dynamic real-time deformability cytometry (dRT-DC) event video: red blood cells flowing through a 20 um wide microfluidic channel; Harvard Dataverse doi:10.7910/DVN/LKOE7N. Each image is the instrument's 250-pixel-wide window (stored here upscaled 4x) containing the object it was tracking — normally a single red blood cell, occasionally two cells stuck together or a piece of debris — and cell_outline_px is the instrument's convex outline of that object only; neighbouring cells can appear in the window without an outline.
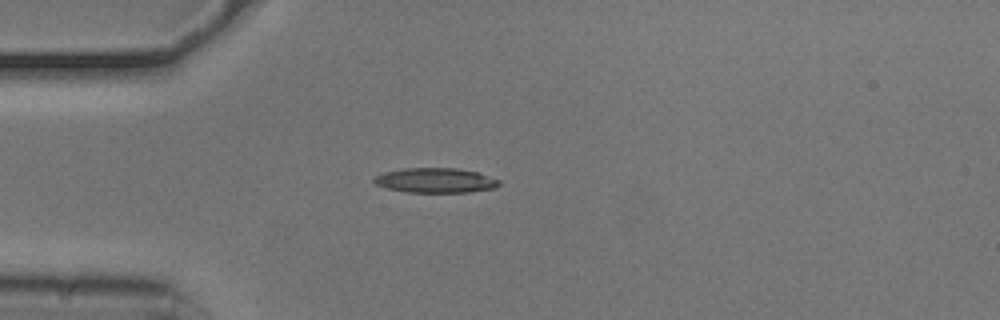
{"species": "common noctule bat (a hibernating species)", "species_latin": "Nyctalus noctula", "temperature_condition": "cold", "stored_images_in_passage": 41, "camera_frame_rate_fps": 3000, "um_per_image_px": 0.085, "animal": {"sex": "male", "body_mass_g": 20.5, "forearm_length_mm": 52.5}, "frame": {"image": 1, "passage_image": 1, "time_ms": 0.0, "image_size_px": [1000, 320], "cell_outline_px": [[500, 184], [496, 188], [468, 192], [404, 192], [384, 188], [376, 184], [372, 180], [380, 172], [404, 168], [456, 168], [480, 172], [500, 180]], "centroid_in_image_um": [37.0, 15.33], "position_along_channel_um": 48.0, "area_um2": 18.38}}
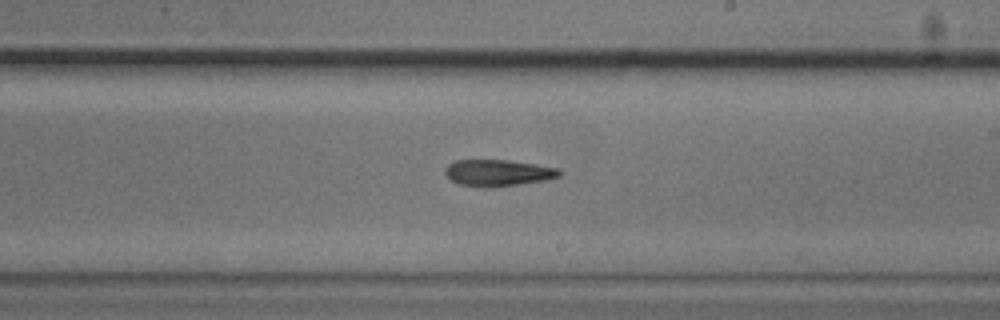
{"frame": {"image": 2, "passage_image": 18, "time_ms": 5.667, "image_size_px": [1000, 320], "cell_outline_px": [[560, 176], [548, 180], [520, 184], [488, 188], [484, 188], [460, 184], [452, 180], [444, 172], [444, 168], [448, 164], [456, 160], [508, 160], [536, 164], [556, 168], [560, 172]], "centroid_in_image_um": [42.32, 14.69], "position_along_channel_um": 246.7, "area_um2": 17.69}}
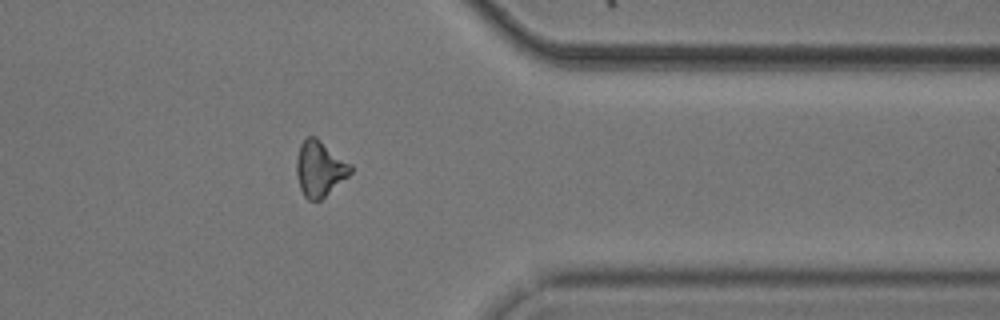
{"frame": {"image": 3, "passage_image": 30, "time_ms": 9.667, "image_size_px": [1000, 320], "cell_outline_px": [[352, 172], [348, 176], [320, 200], [308, 200], [304, 196], [300, 188], [296, 176], [296, 156], [300, 144], [308, 136], [316, 136], [352, 164]], "centroid_in_image_um": [27.16, 14.31], "position_along_channel_um": 384.2, "area_um2": 17.63}, "authors_computed_cell_mechanics": {"area_um2": 17.34, "velocity_mm_per_s": 3.7321, "shape_relaxation_time_tau1_ms": 6.0856, "shape_relaxation_time_tau2_ms": null, "deformation_change_tau1": 0.1285, "deformation_change_tau2": null}}